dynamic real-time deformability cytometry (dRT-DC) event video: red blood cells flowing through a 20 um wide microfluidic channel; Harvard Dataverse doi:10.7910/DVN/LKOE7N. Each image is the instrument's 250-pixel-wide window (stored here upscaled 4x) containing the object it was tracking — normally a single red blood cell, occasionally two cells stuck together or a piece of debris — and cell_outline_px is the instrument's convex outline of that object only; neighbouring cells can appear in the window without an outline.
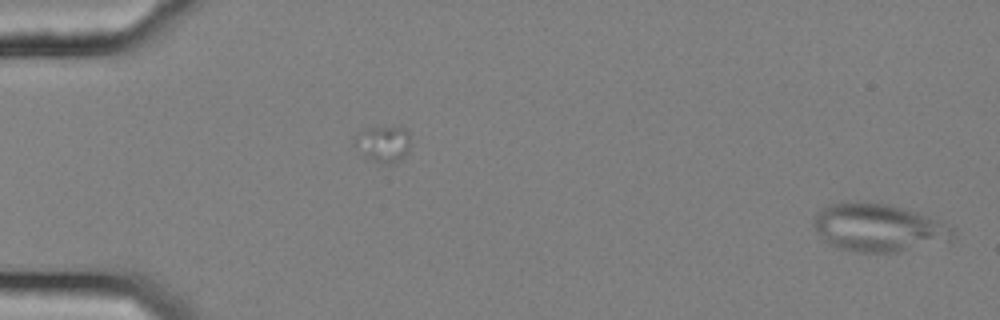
{"species": "common noctule bat (a hibernating species)", "species_latin": "Nyctalus noctula", "temperature_condition": "cold", "stored_images_in_passage": 56, "camera_frame_rate_fps": 3000, "um_per_image_px": 0.085, "animal": {"sex": "female", "body_mass_g": 25.1}, "frame": {"image": 1, "passage_image": 1, "time_ms": 0.0, "image_size_px": [1000, 320], "cell_outline_px": [[956, 228], [952, 236], [896, 252], [860, 252], [840, 248], [824, 240], [812, 224], [812, 220], [816, 212], [828, 204], [840, 200], [888, 204], [904, 208], [940, 220]], "centroid_in_image_um": [74.55, 19.29], "position_along_channel_um": 10.5, "area_um2": 38.21}}